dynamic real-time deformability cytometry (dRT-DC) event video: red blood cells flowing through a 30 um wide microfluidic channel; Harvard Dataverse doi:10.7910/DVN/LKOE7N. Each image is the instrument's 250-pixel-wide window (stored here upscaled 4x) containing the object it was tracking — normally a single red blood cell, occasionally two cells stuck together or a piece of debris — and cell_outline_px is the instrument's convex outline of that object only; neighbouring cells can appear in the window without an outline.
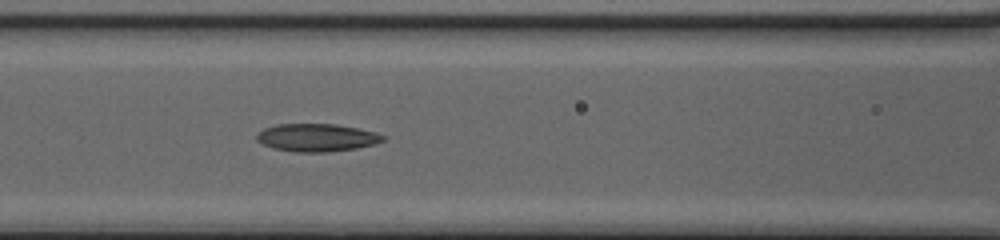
{"species": "common noctule bat (a hibernating species)", "species_latin": "Nyctalus noctula", "temperature_condition": "cold", "stored_images_in_passage": 11, "camera_frame_rate_fps": 3000, "um_per_image_px": 0.085, "animal": {"sex": "female", "body_mass_g": 20.0, "forearm_length_mm": 54.0}, "frame": {"image": 1, "passage_image": 10, "time_ms": 3.0, "image_size_px": [1000, 240], "cell_outline_px": [[384, 140], [372, 144], [356, 148], [324, 152], [296, 152], [276, 148], [264, 144], [256, 140], [256, 136], [264, 128], [276, 124], [336, 124], [376, 132], [384, 136]], "centroid_in_image_um": [26.91, 11.68], "position_along_channel_um": 139.7, "area_um2": 20.11}}